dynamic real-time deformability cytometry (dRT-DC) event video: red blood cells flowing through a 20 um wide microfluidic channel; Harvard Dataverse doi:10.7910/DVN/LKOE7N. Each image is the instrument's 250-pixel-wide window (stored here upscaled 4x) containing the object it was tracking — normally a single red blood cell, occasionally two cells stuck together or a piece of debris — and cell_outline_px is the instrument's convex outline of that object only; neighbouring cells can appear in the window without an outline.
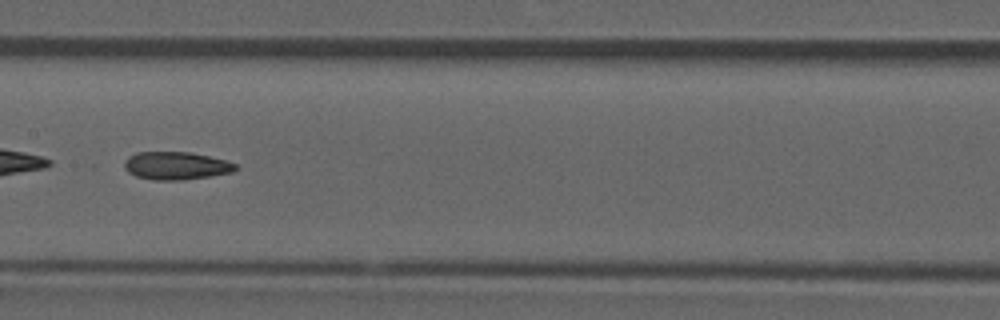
{"species": "common noctule bat (a hibernating species)", "species_latin": "Nyctalus noctula", "temperature_condition": "room temperature", "stored_images_in_passage": 34, "camera_frame_rate_fps": 3000, "um_per_image_px": 0.085, "animal": {"sex": "male", "forearm_length_mm": 52.5}, "frame": {"image": 1, "passage_image": 10, "time_ms": 3.0, "image_size_px": [1000, 320], "cell_outline_px": [[240, 168], [232, 172], [208, 176], [180, 180], [152, 180], [136, 176], [128, 172], [124, 168], [124, 160], [128, 156], [136, 152], [192, 152], [228, 160], [236, 164]], "centroid_in_image_um": [14.97, 14.07], "position_along_channel_um": 192.4, "area_um2": 18.26}}